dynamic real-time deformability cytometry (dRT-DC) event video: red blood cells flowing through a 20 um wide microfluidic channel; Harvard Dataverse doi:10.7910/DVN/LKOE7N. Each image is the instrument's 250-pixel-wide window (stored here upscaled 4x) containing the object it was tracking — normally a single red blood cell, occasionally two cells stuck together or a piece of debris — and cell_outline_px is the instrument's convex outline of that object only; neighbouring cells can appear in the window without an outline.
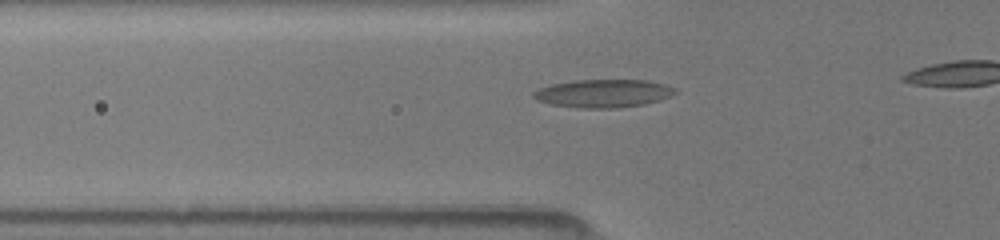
{"species": "common noctule bat (a hibernating species)", "species_latin": "Nyctalus noctula", "temperature_condition": "room temperature", "stored_images_in_passage": 6, "camera_frame_rate_fps": 3000, "um_per_image_px": 0.085, "animal": {"sex": "female", "body_mass_g": 19.5, "forearm_length_mm": 54.1}, "frame": {"image": 1, "passage_image": 4, "time_ms": 2.0, "image_size_px": [1000, 240], "cell_outline_px": [[680, 92], [672, 96], [660, 100], [644, 104], [616, 108], [580, 108], [552, 104], [536, 100], [532, 96], [532, 92], [540, 88], [552, 84], [576, 80], [648, 80], [664, 84], [676, 88]], "centroid_in_image_um": [51.33, 7.94], "position_along_channel_um": 74.5, "area_um2": 23.29}}